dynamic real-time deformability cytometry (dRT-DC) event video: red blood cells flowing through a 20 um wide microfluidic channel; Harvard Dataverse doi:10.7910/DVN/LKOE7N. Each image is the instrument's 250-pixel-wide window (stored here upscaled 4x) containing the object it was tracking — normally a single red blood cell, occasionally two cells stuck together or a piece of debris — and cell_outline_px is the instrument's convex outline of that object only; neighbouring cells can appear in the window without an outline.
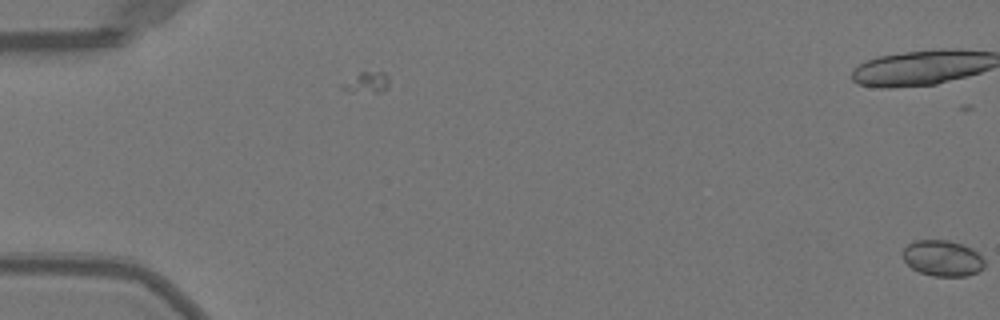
{"species": "Egyptian fruit bat (a non-hibernating species)", "species_latin": "Rousettus aegyptiacus", "temperature_condition": "warm", "stored_images_in_passage": 6, "camera_frame_rate_fps": 3000, "um_per_image_px": 0.085, "animal": {"sex": "female"}, "frame": {"image": 1, "passage_image": 6, "time_ms": 1.667, "image_size_px": [1000, 320], "cell_outline_px": [[984, 268], [980, 272], [968, 276], [932, 276], [920, 272], [912, 268], [904, 260], [900, 252], [912, 240], [948, 240], [972, 248], [984, 260]], "centroid_in_image_um": [80.1, 21.95], "position_along_channel_um": 4.9, "area_um2": 17.28}}